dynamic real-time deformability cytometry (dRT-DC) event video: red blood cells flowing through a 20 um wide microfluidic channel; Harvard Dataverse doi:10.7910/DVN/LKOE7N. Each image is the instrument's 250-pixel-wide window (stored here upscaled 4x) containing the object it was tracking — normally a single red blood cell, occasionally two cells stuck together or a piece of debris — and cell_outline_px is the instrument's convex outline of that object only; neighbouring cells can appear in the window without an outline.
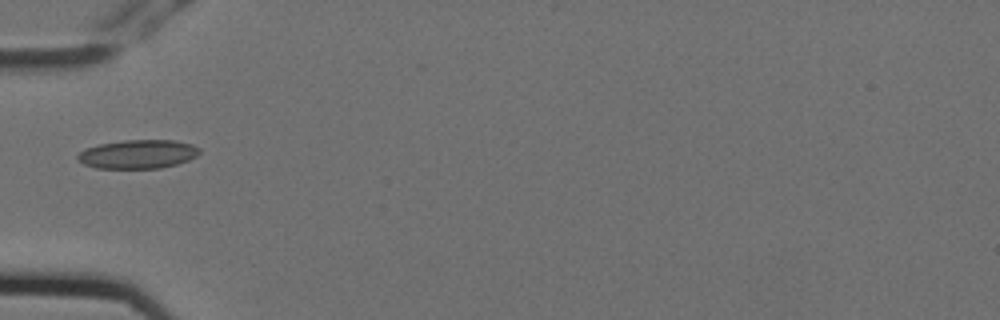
{"species": "Egyptian fruit bat (a non-hibernating species)", "species_latin": "Rousettus aegyptiacus", "temperature_condition": "cold", "stored_images_in_passage": 6, "camera_frame_rate_fps": 3000, "um_per_image_px": 0.085, "animal": {"sex": "female"}, "frame": {"image": 1, "passage_image": 6, "time_ms": 1.667, "image_size_px": [1000, 320], "cell_outline_px": [[200, 152], [196, 156], [188, 160], [176, 164], [160, 168], [96, 168], [84, 164], [76, 160], [76, 156], [84, 148], [100, 144], [124, 140], [176, 140], [192, 144], [200, 148]], "centroid_in_image_um": [11.71, 13.1], "position_along_channel_um": 73.3, "area_um2": 20.52}}